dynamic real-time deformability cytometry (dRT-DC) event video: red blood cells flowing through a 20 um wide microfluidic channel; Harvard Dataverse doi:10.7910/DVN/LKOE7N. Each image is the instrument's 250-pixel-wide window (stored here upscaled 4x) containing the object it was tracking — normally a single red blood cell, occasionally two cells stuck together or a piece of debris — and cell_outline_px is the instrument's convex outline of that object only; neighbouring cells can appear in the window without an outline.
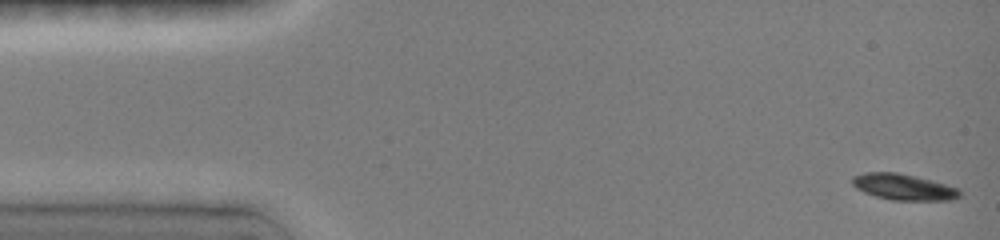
{"species": "common noctule bat (a hibernating species)", "species_latin": "Nyctalus noctula", "temperature_condition": "room temperature", "stored_images_in_passage": 15, "camera_frame_rate_fps": 3000, "um_per_image_px": 0.085, "animal": {"sex": "female", "body_mass_g": 19.0, "forearm_length_mm": 51.5}, "frame": {"image": 1, "passage_image": 1, "time_ms": 0.0, "image_size_px": [1000, 240], "cell_outline_px": [[960, 196], [952, 200], [892, 200], [876, 196], [864, 192], [856, 188], [852, 184], [852, 176], [864, 172], [896, 172], [932, 180], [960, 188]], "centroid_in_image_um": [76.8, 15.89], "position_along_channel_um": 8.2, "area_um2": 16.36}}
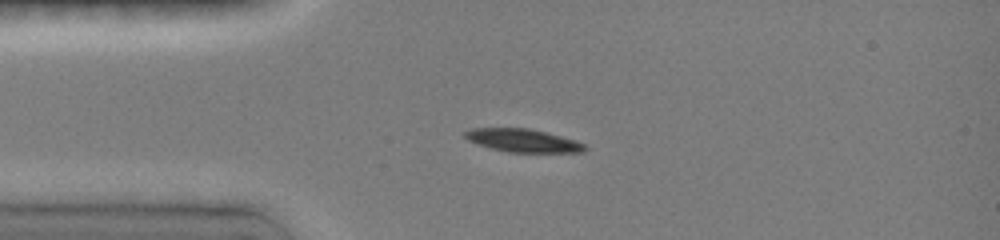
{"frame": {"image": 2, "passage_image": 9, "time_ms": 3.333, "image_size_px": [1000, 240], "cell_outline_px": [[588, 148], [584, 152], [508, 152], [492, 148], [468, 140], [464, 136], [464, 132], [472, 128], [528, 128], [576, 140], [584, 144]], "centroid_in_image_um": [44.47, 11.94], "position_along_channel_um": 40.5, "area_um2": 15.9}}
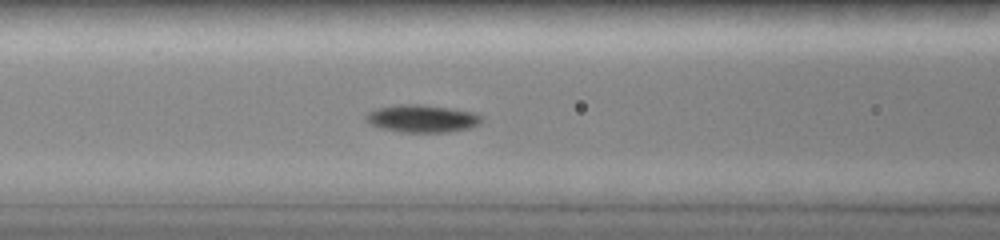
{"frame": {"image": 3, "passage_image": 15, "time_ms": 6.0, "image_size_px": [1000, 240], "cell_outline_px": [[484, 120], [480, 124], [468, 128], [448, 132], [400, 132], [380, 128], [364, 120], [364, 116], [368, 112], [376, 108], [400, 104], [420, 104], [452, 108], [476, 112], [484, 116]], "centroid_in_image_um": [35.91, 10.07], "position_along_channel_um": 130.7, "area_um2": 18.9}}